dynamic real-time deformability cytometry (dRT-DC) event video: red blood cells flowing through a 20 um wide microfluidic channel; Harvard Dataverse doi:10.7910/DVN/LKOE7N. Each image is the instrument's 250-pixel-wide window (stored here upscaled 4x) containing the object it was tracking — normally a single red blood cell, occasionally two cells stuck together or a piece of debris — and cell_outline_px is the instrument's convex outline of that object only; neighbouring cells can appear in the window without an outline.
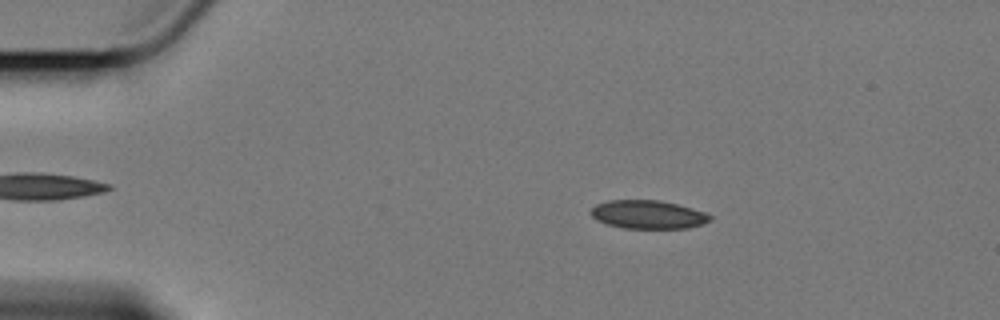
{"species": "Egyptian fruit bat (a non-hibernating species)", "species_latin": "Rousettus aegyptiacus", "temperature_condition": "cold", "stored_images_in_passage": 54, "camera_frame_rate_fps": 3000, "um_per_image_px": 0.085, "animal": {"sex": "female"}, "frame": {"image": 1, "passage_image": 6, "time_ms": 1.667, "image_size_px": [1000, 320], "cell_outline_px": [[712, 220], [688, 228], [624, 228], [608, 224], [596, 220], [588, 212], [596, 204], [608, 200], [660, 200], [708, 212], [712, 216]], "centroid_in_image_um": [55.08, 18.23], "position_along_channel_um": 29.9, "area_um2": 19.83}}
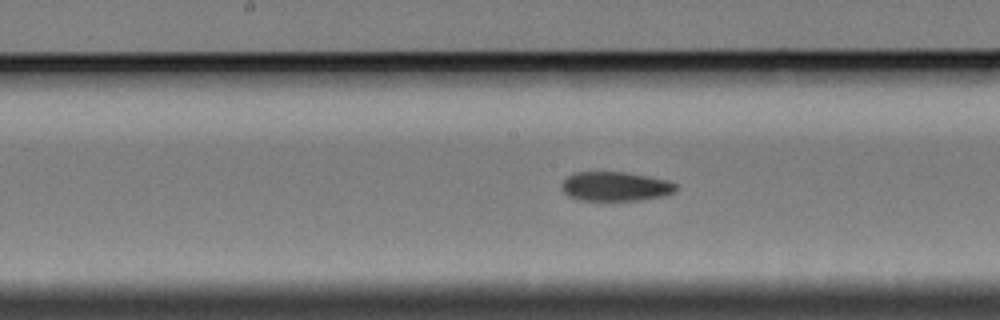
{"frame": {"image": 2, "passage_image": 26, "time_ms": 8.333, "image_size_px": [1000, 320], "cell_outline_px": [[676, 192], [664, 196], [640, 200], [576, 200], [568, 196], [560, 188], [560, 184], [568, 176], [576, 172], [624, 172], [648, 176], [668, 180], [676, 184]], "centroid_in_image_um": [52.3, 15.85], "position_along_channel_um": 195.9, "area_um2": 19.65}}
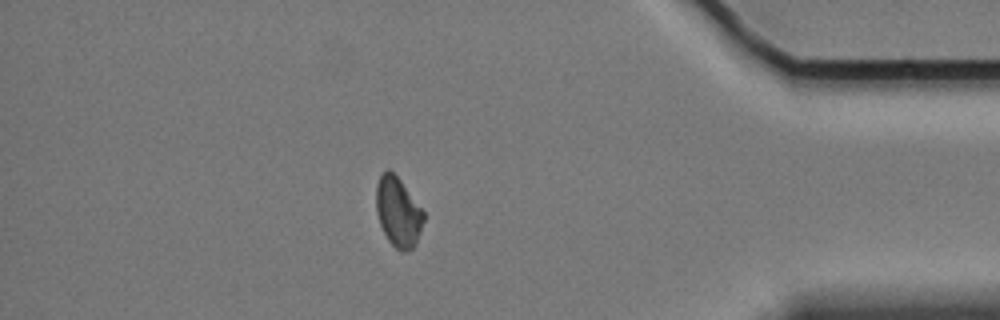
{"frame": {"image": 3, "passage_image": 47, "time_ms": 15.333, "image_size_px": [1000, 320], "cell_outline_px": [[424, 220], [416, 244], [412, 248], [404, 252], [400, 252], [388, 240], [380, 224], [376, 212], [376, 184], [380, 176], [388, 168], [400, 180], [424, 212]], "centroid_in_image_um": [33.83, 18.04], "position_along_channel_um": 401.4, "area_um2": 19.07}, "authors_computed_cell_mechanics": {"area_um2": 20.0566, "velocity_mm_per_s": 3.4099, "shape_relaxation_time_tau1_ms": null, "shape_relaxation_time_tau2_ms": 6.5185, "deformation_change_tau1": null, "deformation_change_tau2": 0.0847}}